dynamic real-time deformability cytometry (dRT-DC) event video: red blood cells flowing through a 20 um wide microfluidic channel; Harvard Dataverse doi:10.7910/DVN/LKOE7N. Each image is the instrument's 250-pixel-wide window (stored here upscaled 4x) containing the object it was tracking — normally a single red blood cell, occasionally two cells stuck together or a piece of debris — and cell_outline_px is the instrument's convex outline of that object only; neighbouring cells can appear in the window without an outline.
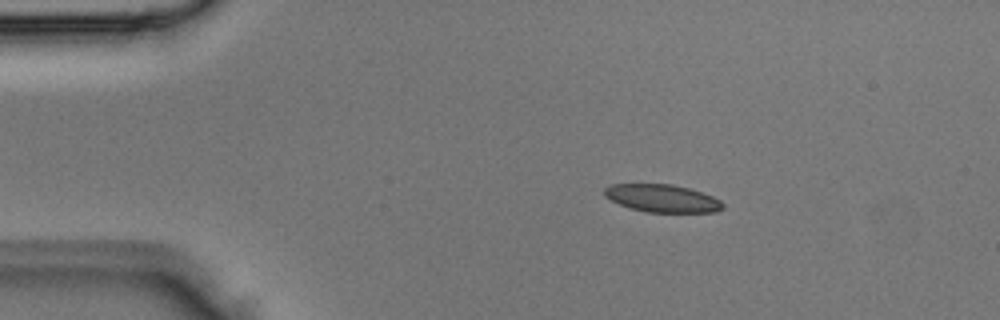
{"species": "Egyptian fruit bat (a non-hibernating species)", "species_latin": "Rousettus aegyptiacus", "temperature_condition": "room temperature", "stored_images_in_passage": 4, "camera_frame_rate_fps": 3000, "um_per_image_px": 0.085, "animal": {"sex": "male"}, "frame": {"image": 1, "passage_image": 2, "time_ms": 0.333, "image_size_px": [1000, 320], "cell_outline_px": [[724, 208], [716, 212], [648, 212], [628, 208], [604, 196], [604, 188], [612, 184], [672, 184], [688, 188], [712, 196], [720, 200], [724, 204]], "centroid_in_image_um": [56.29, 16.86], "position_along_channel_um": 28.7, "area_um2": 19.07}}